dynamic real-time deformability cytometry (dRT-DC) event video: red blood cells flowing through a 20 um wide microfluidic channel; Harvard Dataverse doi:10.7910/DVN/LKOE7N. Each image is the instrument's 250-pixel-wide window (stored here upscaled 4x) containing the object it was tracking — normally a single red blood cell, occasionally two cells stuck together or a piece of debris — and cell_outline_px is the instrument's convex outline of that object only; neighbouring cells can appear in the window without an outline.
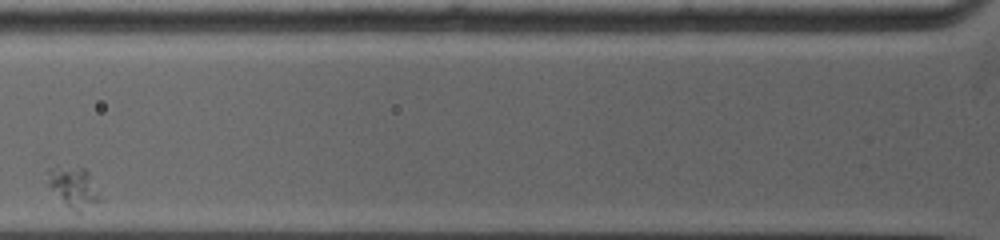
{"species": "common noctule bat (a hibernating species)", "species_latin": "Nyctalus noctula", "temperature_condition": "warm", "stored_images_in_passage": 5, "camera_frame_rate_fps": 5000, "um_per_image_px": 0.085, "animal": {"sex": "female", "body_mass_g": 19.0, "forearm_length_mm": 53.3}, "frame": {"image": 1, "passage_image": 3, "time_ms": 1.8, "image_size_px": [1000, 240], "cell_outline_px": [[100, 200], [80, 212], [76, 212], [48, 184], [48, 168], [56, 164], [84, 168], [88, 172]], "centroid_in_image_um": [6.22, 15.82], "position_along_channel_um": 119.6, "area_um2": 11.73}}
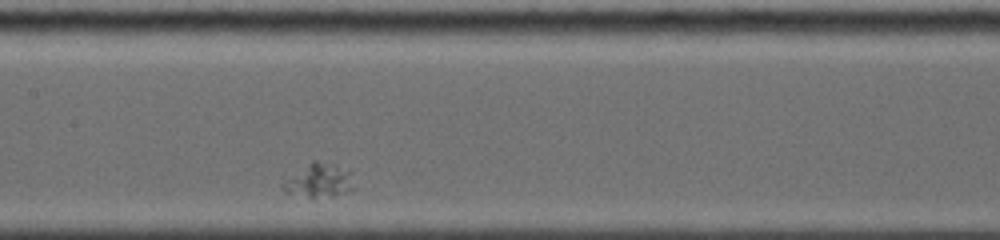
{"frame": {"image": 2, "passage_image": 5, "time_ms": 3.6, "image_size_px": [1000, 240], "cell_outline_px": [[352, 188], [336, 192], [312, 196], [308, 196], [284, 192], [280, 188], [280, 184], [284, 180], [312, 160], [316, 160], [336, 164], [348, 172]], "centroid_in_image_um": [26.96, 15.27], "position_along_channel_um": 180.4, "area_um2": 12.95}}